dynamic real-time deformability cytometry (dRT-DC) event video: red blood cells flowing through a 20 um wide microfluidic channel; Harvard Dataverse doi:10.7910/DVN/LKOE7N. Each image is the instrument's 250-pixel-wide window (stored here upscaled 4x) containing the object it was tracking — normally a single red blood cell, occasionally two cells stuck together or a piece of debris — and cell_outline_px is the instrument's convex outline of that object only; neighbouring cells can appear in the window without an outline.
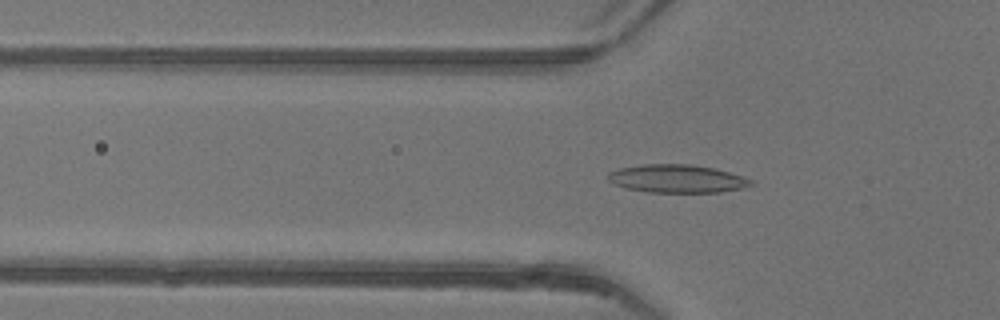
{"species": "common noctule bat (a hibernating species)", "species_latin": "Nyctalus noctula", "temperature_condition": "warm", "stored_images_in_passage": 35, "camera_frame_rate_fps": 3000, "um_per_image_px": 0.085, "animal": {"sex": "female"}, "frame": {"image": 1, "passage_image": 3, "time_ms": 0.667, "image_size_px": [1000, 320], "cell_outline_px": [[752, 184], [744, 188], [720, 192], [648, 192], [628, 188], [612, 184], [608, 180], [608, 172], [620, 168], [640, 164], [692, 164], [716, 168], [752, 180]], "centroid_in_image_um": [57.52, 15.18], "position_along_channel_um": 68.3, "area_um2": 23.41}}
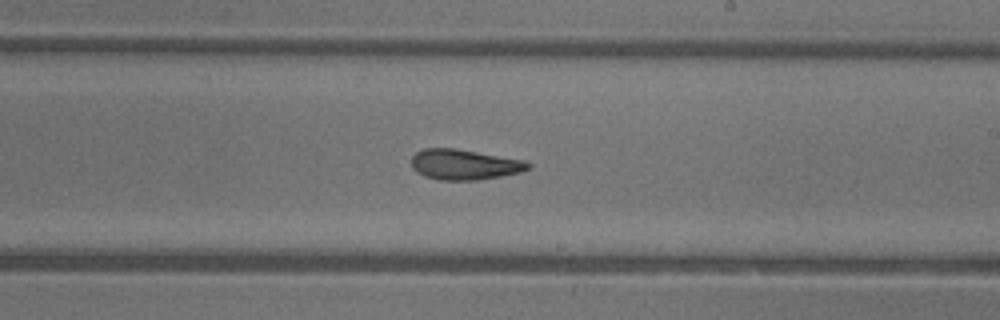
{"frame": {"image": 2, "passage_image": 16, "time_ms": 5.0, "image_size_px": [1000, 320], "cell_outline_px": [[532, 168], [520, 172], [500, 176], [476, 180], [440, 180], [424, 176], [412, 168], [412, 156], [416, 152], [424, 148], [456, 148], [524, 160], [532, 164]], "centroid_in_image_um": [39.48, 13.98], "position_along_channel_um": 249.5, "area_um2": 20.69}}
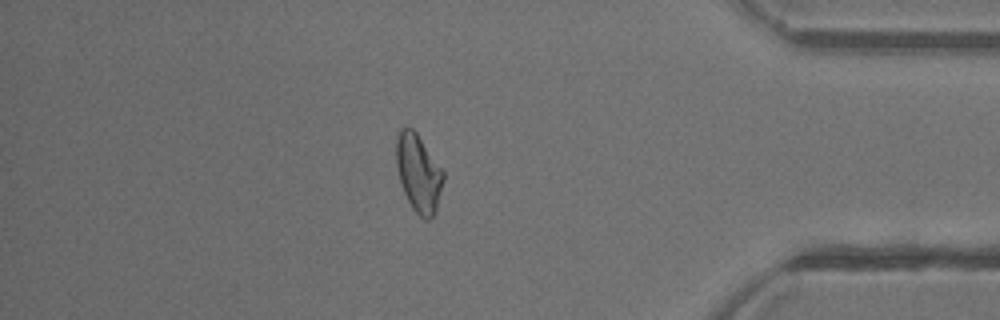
{"frame": {"image": 3, "passage_image": 29, "time_ms": 9.333, "image_size_px": [1000, 320], "cell_outline_px": [[444, 180], [436, 212], [428, 220], [424, 220], [412, 208], [400, 184], [396, 164], [396, 140], [400, 128], [412, 128], [416, 132], [444, 172]], "centroid_in_image_um": [35.57, 14.73], "position_along_channel_um": 399.6, "area_um2": 21.27}, "authors_computed_cell_mechanics": {"area_um2": 21.097, "velocity_mm_per_s": 4.199, "shape_relaxation_time_tau1_ms": 8.9018, "shape_relaxation_time_tau2_ms": 2.8803, "deformation_change_tau1": 0.2518, "deformation_change_tau2": 0.1176}}